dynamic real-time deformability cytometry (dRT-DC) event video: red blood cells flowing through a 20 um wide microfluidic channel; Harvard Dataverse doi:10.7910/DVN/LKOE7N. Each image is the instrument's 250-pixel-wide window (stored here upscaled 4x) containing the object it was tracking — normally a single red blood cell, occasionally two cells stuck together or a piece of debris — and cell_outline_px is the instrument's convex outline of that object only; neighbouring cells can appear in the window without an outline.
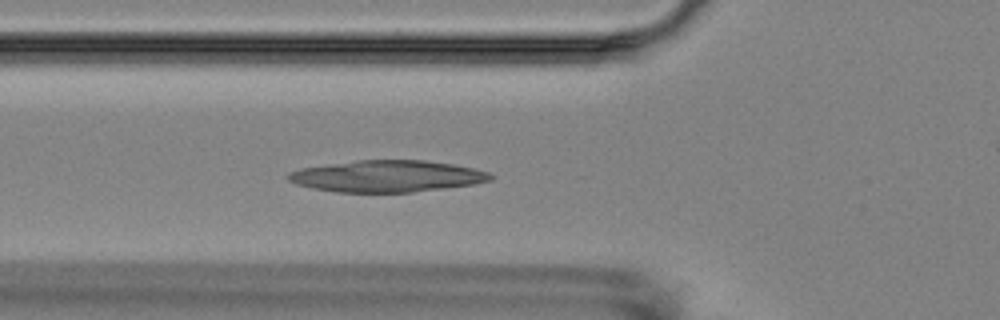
{"species": "Egyptian fruit bat (a non-hibernating species)", "species_latin": "Rousettus aegyptiacus", "temperature_condition": "room temperature", "stored_images_in_passage": 6, "camera_frame_rate_fps": 3000, "um_per_image_px": 0.085, "animal": {"sex": "female"}, "frame": {"image": 1, "passage_image": 5, "time_ms": 4.667, "image_size_px": [1000, 320], "cell_outline_px": [[492, 180], [472, 184], [444, 188], [412, 192], [336, 192], [312, 188], [296, 184], [288, 180], [284, 176], [288, 172], [300, 168], [356, 160], [424, 160], [452, 164], [472, 168], [488, 172], [492, 176]], "centroid_in_image_um": [32.83, 14.97], "position_along_channel_um": 93.0, "area_um2": 37.22}}